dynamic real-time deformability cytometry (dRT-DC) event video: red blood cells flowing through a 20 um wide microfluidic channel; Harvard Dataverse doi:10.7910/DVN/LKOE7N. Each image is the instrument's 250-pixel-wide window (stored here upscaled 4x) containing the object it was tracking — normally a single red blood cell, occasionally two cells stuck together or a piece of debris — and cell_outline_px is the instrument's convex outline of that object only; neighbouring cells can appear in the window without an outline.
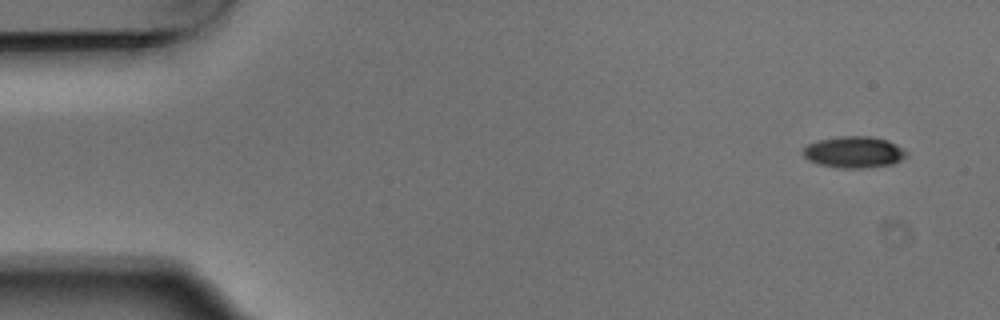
{"species": "Egyptian fruit bat (a non-hibernating species)", "species_latin": "Rousettus aegyptiacus", "temperature_condition": "warm", "stored_images_in_passage": 5, "camera_frame_rate_fps": 3000, "um_per_image_px": 0.085, "animal": {"sex": "male"}, "frame": {"image": 1, "passage_image": 1, "time_ms": 0.0, "image_size_px": [1000, 320], "cell_outline_px": [[908, 156], [892, 164], [864, 168], [840, 168], [820, 164], [808, 160], [804, 156], [804, 148], [808, 144], [820, 140], [840, 136], [868, 136], [888, 140], [896, 144], [908, 152]], "centroid_in_image_um": [72.62, 12.93], "position_along_channel_um": 12.4, "area_um2": 18.84}}